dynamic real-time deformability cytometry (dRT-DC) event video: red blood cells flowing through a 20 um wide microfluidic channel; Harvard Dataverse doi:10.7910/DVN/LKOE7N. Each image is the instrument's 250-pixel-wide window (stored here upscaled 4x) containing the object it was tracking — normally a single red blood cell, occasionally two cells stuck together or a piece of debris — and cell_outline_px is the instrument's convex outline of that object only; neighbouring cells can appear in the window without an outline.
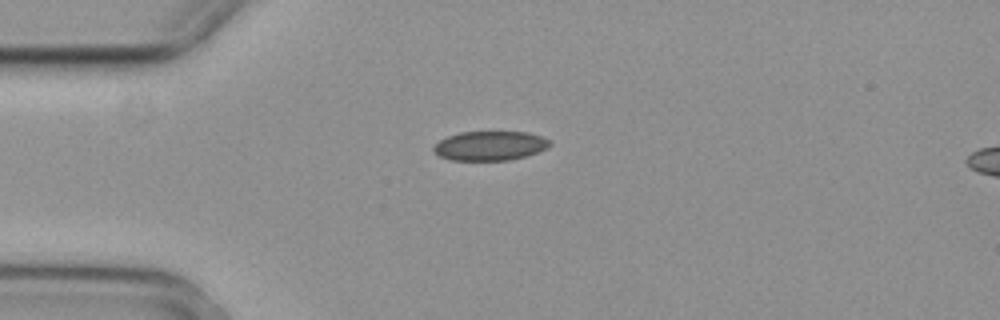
{"species": "common noctule bat (a hibernating species)", "species_latin": "Nyctalus noctula", "temperature_condition": "cold", "stored_images_in_passage": 2, "segment_of_instrument_passage": [1, 2], "camera_frame_rate_fps": 3000, "um_per_image_px": 0.085, "animal": {"sex": "female", "body_mass_g": 29.2, "forearm_length_mm": 56.3}, "frame": {"image": 1, "passage_image": 1, "time_ms": 0.0, "image_size_px": [1000, 320], "cell_outline_px": [[552, 144], [536, 152], [524, 156], [508, 160], [448, 160], [440, 156], [432, 148], [440, 140], [448, 136], [460, 132], [528, 132], [540, 136], [548, 140]], "centroid_in_image_um": [41.61, 12.39], "position_along_channel_um": 43.4, "area_um2": 19.54}}